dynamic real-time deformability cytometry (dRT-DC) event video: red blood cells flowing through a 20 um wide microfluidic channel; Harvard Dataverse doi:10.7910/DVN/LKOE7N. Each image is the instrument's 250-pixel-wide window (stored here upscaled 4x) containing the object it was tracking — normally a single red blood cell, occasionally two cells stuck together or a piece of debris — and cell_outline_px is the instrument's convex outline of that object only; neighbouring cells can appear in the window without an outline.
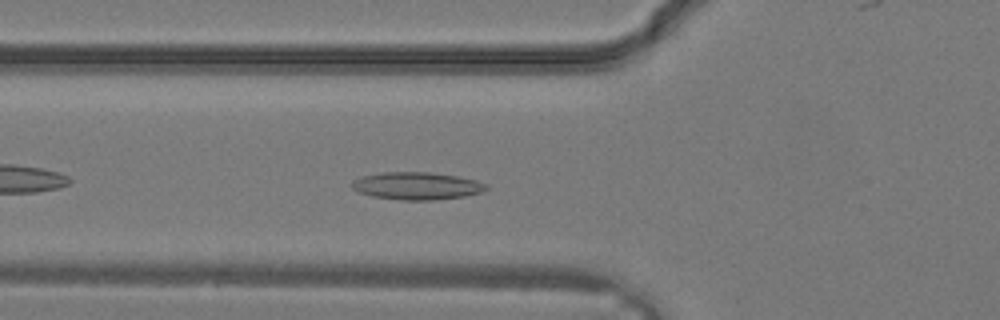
{"species": "common noctule bat (a hibernating species)", "species_latin": "Nyctalus noctula", "temperature_condition": "warm", "stored_images_in_passage": 16, "camera_frame_rate_fps": 3000, "um_per_image_px": 0.085, "animal": {"sex": "male", "body_mass_g": 19.2, "forearm_length_mm": 51.8}, "frame": {"image": 1, "passage_image": 4, "time_ms": 1.0, "image_size_px": [1000, 320], "cell_outline_px": [[488, 188], [484, 192], [464, 196], [432, 200], [400, 200], [372, 196], [360, 192], [352, 188], [348, 184], [352, 180], [364, 176], [384, 172], [428, 172], [456, 176], [476, 180], [488, 184]], "centroid_in_image_um": [35.43, 15.8], "position_along_channel_um": 90.4, "area_um2": 21.56}}
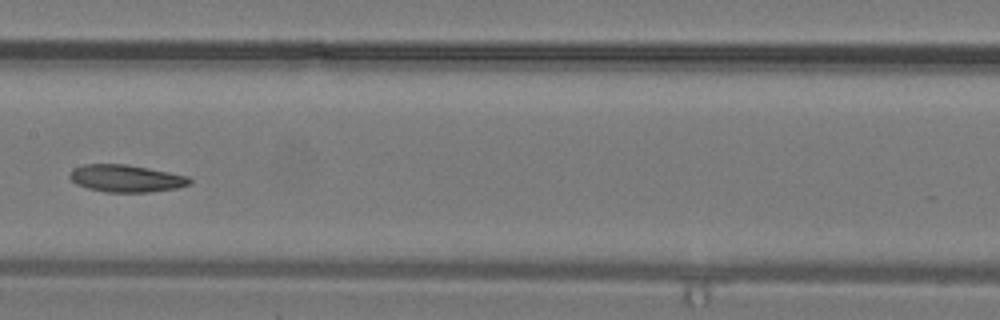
{"frame": {"image": 2, "passage_image": 9, "time_ms": 2.667, "image_size_px": [1000, 320], "cell_outline_px": [[192, 180], [188, 184], [180, 188], [148, 192], [108, 192], [88, 188], [76, 184], [68, 176], [72, 168], [84, 164], [128, 164], [188, 176]], "centroid_in_image_um": [10.7, 15.16], "position_along_channel_um": 196.7, "area_um2": 19.07}}
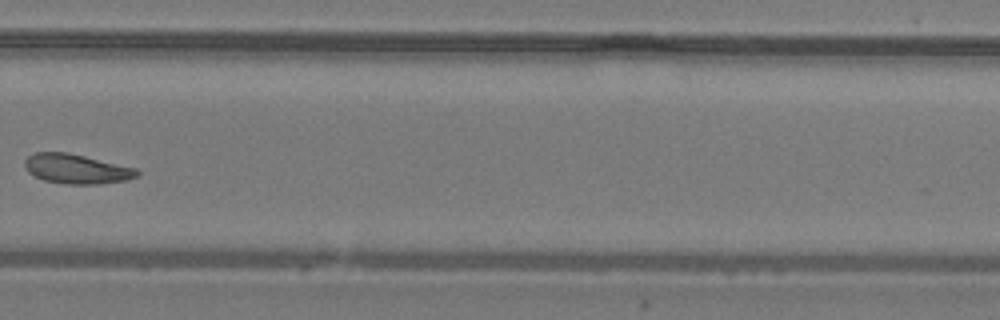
{"frame": {"image": 3, "passage_image": 15, "time_ms": 4.667, "image_size_px": [1000, 320], "cell_outline_px": [[140, 176], [128, 180], [100, 184], [68, 184], [44, 180], [28, 172], [24, 168], [24, 160], [32, 152], [68, 152], [136, 168], [140, 172]], "centroid_in_image_um": [6.51, 14.35], "position_along_channel_um": 323.3, "area_um2": 19.54}}